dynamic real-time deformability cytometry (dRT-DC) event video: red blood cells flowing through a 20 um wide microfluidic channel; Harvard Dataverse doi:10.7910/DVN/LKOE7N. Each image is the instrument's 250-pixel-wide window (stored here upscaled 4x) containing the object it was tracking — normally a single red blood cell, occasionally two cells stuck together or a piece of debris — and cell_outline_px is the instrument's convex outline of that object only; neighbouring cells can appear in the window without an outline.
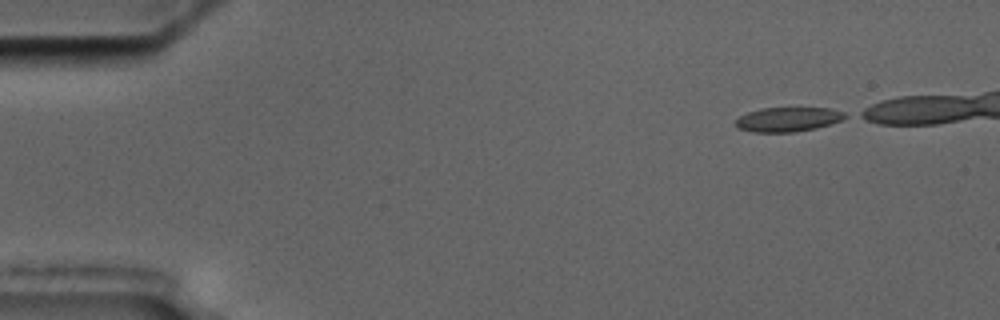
{"species": "common noctule bat (a hibernating species)", "species_latin": "Nyctalus noctula", "temperature_condition": "cold", "stored_images_in_passage": 14, "camera_frame_rate_fps": 3000, "um_per_image_px": 0.085, "animal": {"sex": "male", "body_mass_g": 17.5, "forearm_length_mm": 52.3}, "frame": {"image": 1, "passage_image": 1, "time_ms": 0.0, "image_size_px": [1000, 320], "cell_outline_px": [[848, 116], [840, 120], [816, 128], [796, 132], [752, 132], [736, 128], [736, 120], [740, 116], [748, 112], [760, 108], [828, 108], [844, 112]], "centroid_in_image_um": [66.94, 10.15], "position_along_channel_um": 18.1, "area_um2": 15.49}}
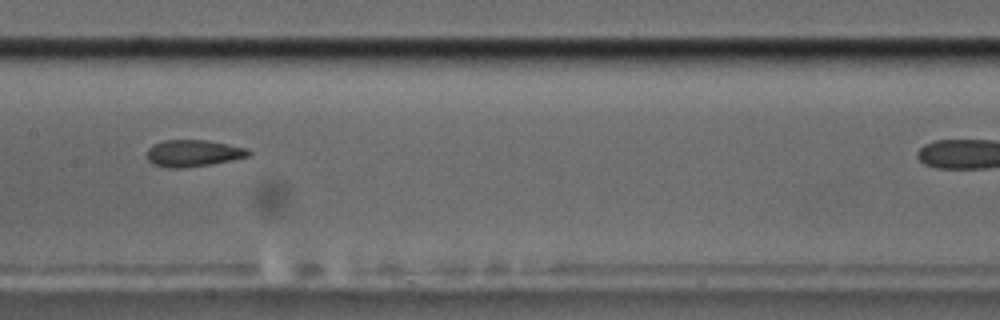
{"frame": {"image": 2, "passage_image": 7, "time_ms": 7.667, "image_size_px": [1000, 320], "cell_outline_px": [[252, 152], [248, 156], [232, 160], [208, 164], [180, 168], [168, 168], [152, 164], [148, 160], [148, 148], [164, 140], [208, 140], [248, 148]], "centroid_in_image_um": [16.44, 13.02], "position_along_channel_um": 191.0, "area_um2": 15.72}}
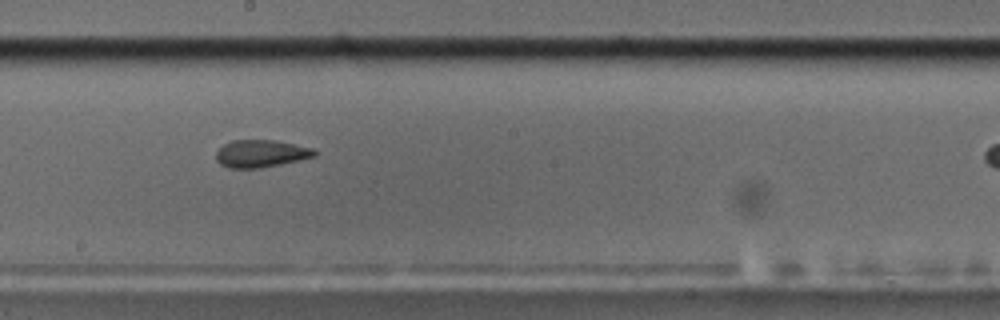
{"frame": {"image": 3, "passage_image": 8, "time_ms": 8.667, "image_size_px": [1000, 320], "cell_outline_px": [[316, 156], [300, 160], [260, 168], [228, 168], [220, 164], [216, 160], [216, 152], [224, 144], [232, 140], [276, 140], [312, 148], [316, 152]], "centroid_in_image_um": [22.16, 13.06], "position_along_channel_um": 226.0, "area_um2": 15.72}, "authors_computed_cell_mechanics": {"area_um2": 16.0395, "velocity_mm_per_s": 3.5257, "shape_relaxation_time_tau1_ms": null, "shape_relaxation_time_tau2_ms": 1.637, "deformation_change_tau1": null, "deformation_change_tau2": 0.0792}}